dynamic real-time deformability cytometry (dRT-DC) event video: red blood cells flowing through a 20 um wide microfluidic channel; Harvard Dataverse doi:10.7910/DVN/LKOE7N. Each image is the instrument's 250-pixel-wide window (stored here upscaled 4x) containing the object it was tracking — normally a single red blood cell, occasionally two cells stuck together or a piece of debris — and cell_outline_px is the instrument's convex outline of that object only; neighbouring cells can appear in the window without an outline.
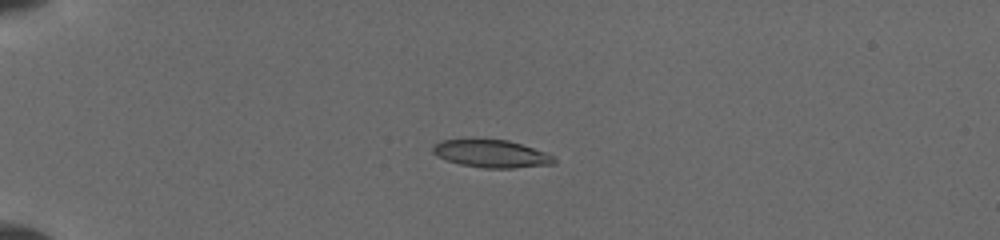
{"species": "common noctule bat (a hibernating species)", "species_latin": "Nyctalus noctula", "temperature_condition": "cold", "stored_images_in_passage": 71, "camera_frame_rate_fps": 3000, "um_per_image_px": 0.085, "animal": {"sex": "female", "body_mass_g": 19.5, "forearm_length_mm": 54.1}, "frame": {"image": 1, "passage_image": 1, "time_ms": 0.0, "image_size_px": [1000, 240], "cell_outline_px": [[556, 164], [512, 168], [484, 168], [460, 164], [444, 160], [436, 156], [432, 152], [432, 148], [440, 140], [468, 136], [472, 136], [508, 140], [544, 152], [552, 156], [556, 160]], "centroid_in_image_um": [41.66, 13.02], "position_along_channel_um": 43.3, "area_um2": 20.35}}
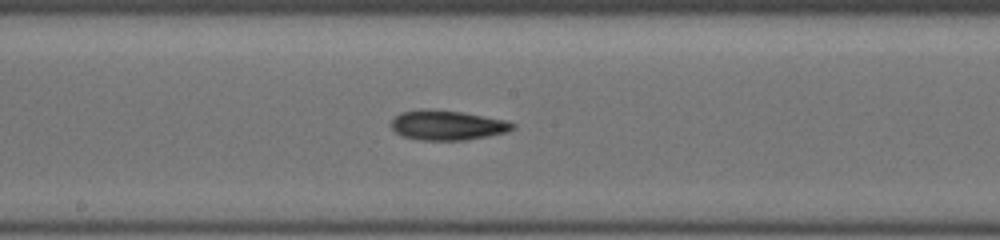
{"frame": {"image": 2, "passage_image": 37, "time_ms": 5.333, "image_size_px": [1000, 240], "cell_outline_px": [[516, 128], [508, 132], [488, 136], [464, 140], [420, 140], [404, 136], [396, 132], [388, 124], [400, 112], [420, 108], [428, 108], [460, 112], [504, 120], [516, 124]], "centroid_in_image_um": [37.99, 10.63], "position_along_channel_um": 210.2, "area_um2": 21.15}}
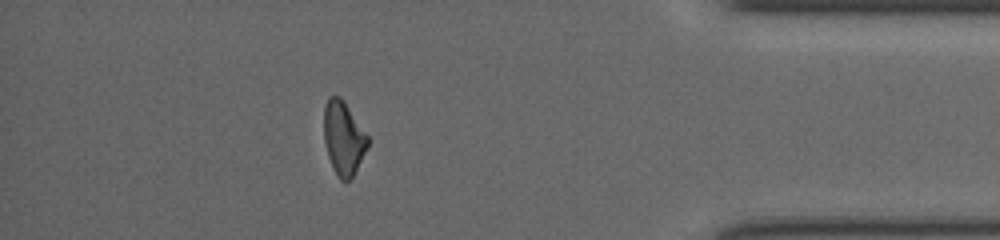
{"frame": {"image": 3, "passage_image": 63, "time_ms": 11.0, "image_size_px": [1000, 240], "cell_outline_px": [[368, 148], [352, 176], [348, 180], [340, 180], [336, 176], [328, 156], [324, 140], [324, 104], [328, 96], [340, 96], [344, 100], [368, 136]], "centroid_in_image_um": [29.18, 11.71], "position_along_channel_um": 406.0, "area_um2": 18.79}}